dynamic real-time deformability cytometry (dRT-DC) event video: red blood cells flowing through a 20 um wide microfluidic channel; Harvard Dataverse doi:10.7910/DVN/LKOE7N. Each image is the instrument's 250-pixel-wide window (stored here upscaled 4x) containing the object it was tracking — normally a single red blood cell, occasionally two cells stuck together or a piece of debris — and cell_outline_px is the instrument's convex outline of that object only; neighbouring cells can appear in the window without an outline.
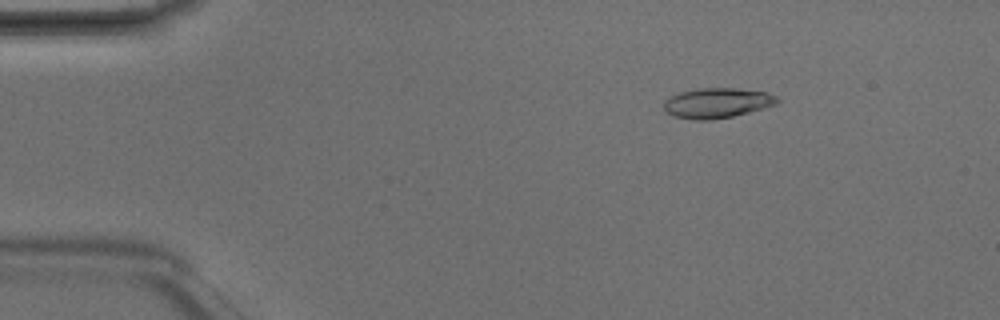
{"species": "Egyptian fruit bat (a non-hibernating species)", "species_latin": "Rousettus aegyptiacus", "temperature_condition": "room temperature", "stored_images_in_passage": 4, "camera_frame_rate_fps": 3000, "um_per_image_px": 0.085, "animal": {"sex": "male"}, "frame": {"image": 1, "passage_image": 2, "time_ms": 0.333, "image_size_px": [1000, 320], "cell_outline_px": [[780, 100], [776, 104], [764, 108], [732, 116], [712, 120], [696, 120], [672, 116], [664, 112], [664, 100], [680, 92], [696, 88], [736, 88], [768, 92], [776, 96]], "centroid_in_image_um": [60.93, 8.75], "position_along_channel_um": 24.1, "area_um2": 20.0}}
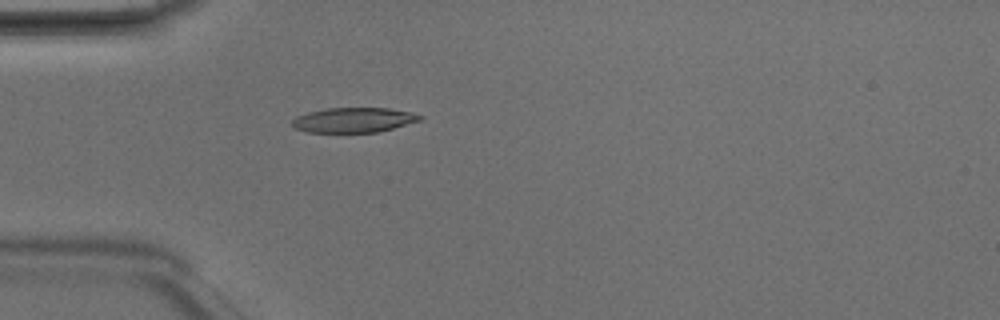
{"frame": {"image": 2, "passage_image": 4, "time_ms": 1.0, "image_size_px": [1000, 320], "cell_outline_px": [[424, 116], [420, 120], [380, 132], [308, 132], [292, 128], [292, 120], [296, 116], [308, 112], [328, 108], [388, 108], [412, 112]], "centroid_in_image_um": [30.05, 10.2], "position_along_channel_um": 55.0, "area_um2": 18.55}}